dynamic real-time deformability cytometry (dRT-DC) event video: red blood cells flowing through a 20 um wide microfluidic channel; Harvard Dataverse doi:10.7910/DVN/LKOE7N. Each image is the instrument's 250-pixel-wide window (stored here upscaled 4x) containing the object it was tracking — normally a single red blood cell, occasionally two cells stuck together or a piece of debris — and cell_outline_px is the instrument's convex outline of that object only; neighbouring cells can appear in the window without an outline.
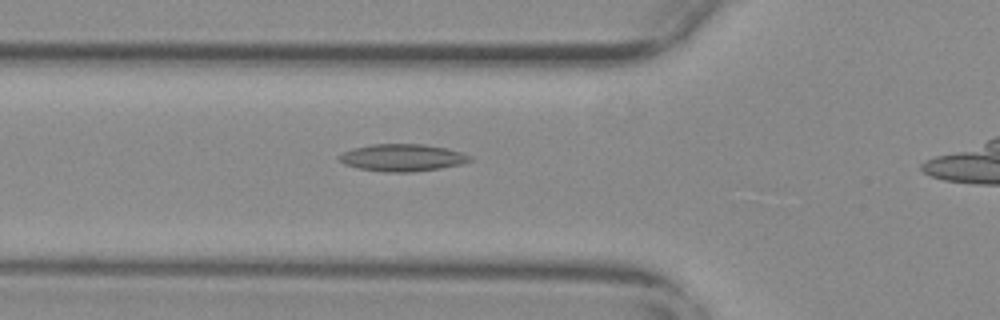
{"species": "common noctule bat (a hibernating species)", "species_latin": "Nyctalus noctula", "temperature_condition": "warm", "stored_images_in_passage": 42, "segment_of_instrument_passage": [1, 2], "camera_frame_rate_fps": 3000, "um_per_image_px": 0.085, "animal": {"sex": "female", "body_mass_g": 29.2, "forearm_length_mm": 56.3}, "frame": {"image": 1, "passage_image": 17, "time_ms": 5.333, "image_size_px": [1000, 320], "cell_outline_px": [[472, 160], [460, 164], [440, 168], [412, 172], [384, 172], [360, 168], [344, 164], [336, 156], [352, 148], [372, 144], [424, 144], [448, 148], [472, 156]], "centroid_in_image_um": [34.2, 13.39], "position_along_channel_um": 91.6, "area_um2": 20.69}}
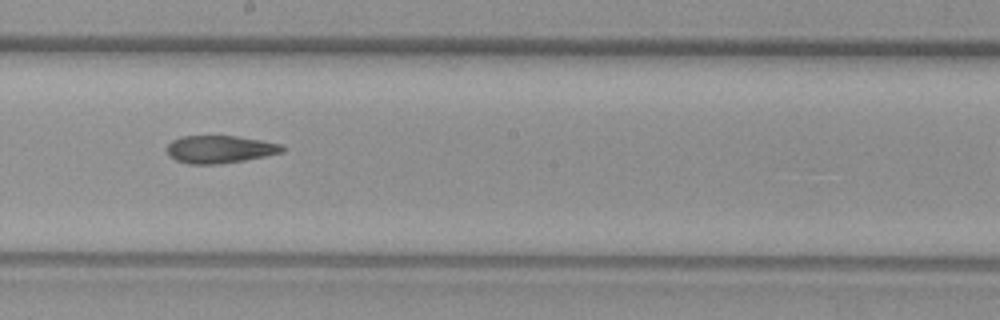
{"frame": {"image": 2, "passage_image": 28, "time_ms": 9.0, "image_size_px": [1000, 320], "cell_outline_px": [[284, 152], [244, 160], [220, 164], [188, 164], [176, 160], [168, 156], [168, 144], [172, 140], [180, 136], [236, 136], [260, 140], [280, 144], [284, 148]], "centroid_in_image_um": [18.65, 12.69], "position_along_channel_um": 229.5, "area_um2": 18.5}}
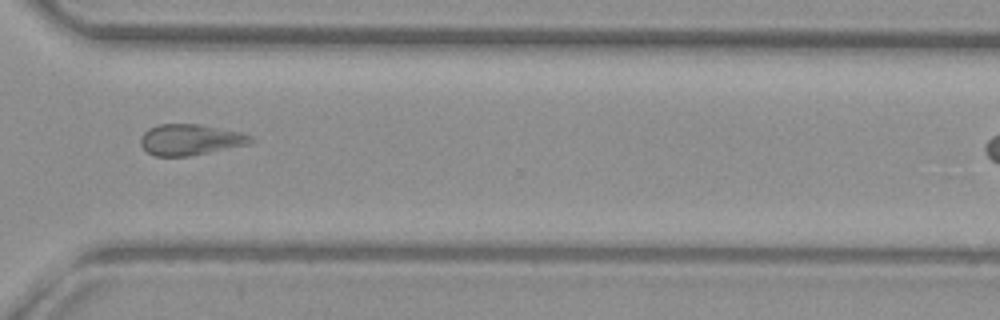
{"frame": {"image": 3, "passage_image": 38, "time_ms": 12.333, "image_size_px": [1000, 320], "cell_outline_px": [[256, 140], [248, 144], [188, 156], [152, 156], [140, 144], [140, 136], [148, 128], [160, 124], [200, 124], [240, 132], [252, 136]], "centroid_in_image_um": [16.15, 11.86], "position_along_channel_um": 354.4, "area_um2": 19.83}}